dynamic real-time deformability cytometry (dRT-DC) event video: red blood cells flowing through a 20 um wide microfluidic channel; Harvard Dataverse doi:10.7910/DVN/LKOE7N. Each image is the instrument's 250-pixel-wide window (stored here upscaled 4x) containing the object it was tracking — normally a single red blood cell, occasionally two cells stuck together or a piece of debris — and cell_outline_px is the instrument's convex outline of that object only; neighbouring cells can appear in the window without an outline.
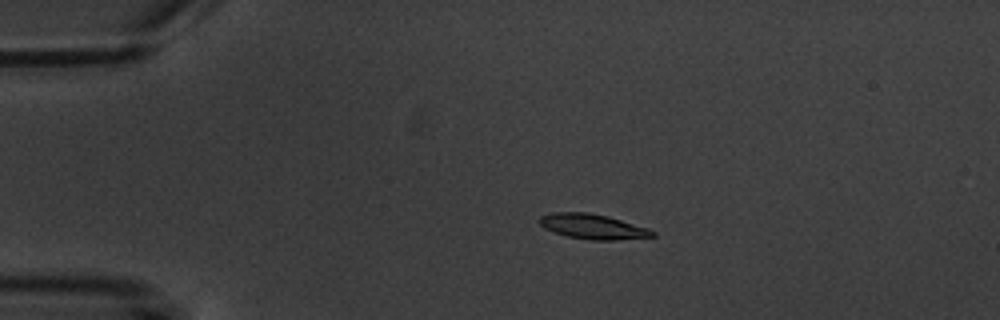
{"species": "common noctule bat (a hibernating species)", "species_latin": "Nyctalus noctula", "temperature_condition": "warm", "stored_images_in_passage": 15, "camera_frame_rate_fps": 3000, "um_per_image_px": 0.085, "animal": {"sex": "male", "body_mass_g": 20.1, "forearm_length_mm": 53.5}, "frame": {"image": 1, "passage_image": 3, "time_ms": 3.333, "image_size_px": [1000, 320], "cell_outline_px": [[656, 236], [616, 240], [592, 240], [568, 236], [544, 228], [536, 220], [540, 216], [552, 212], [588, 212], [608, 216], [648, 228], [656, 232]], "centroid_in_image_um": [50.38, 19.24], "position_along_channel_um": 34.6, "area_um2": 16.47}}
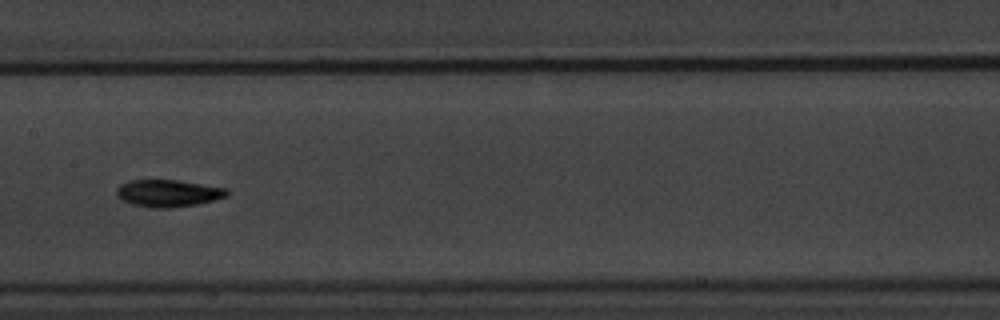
{"frame": {"image": 2, "passage_image": 8, "time_ms": 9.0, "image_size_px": [1000, 320], "cell_outline_px": [[228, 196], [216, 200], [196, 204], [168, 208], [152, 208], [132, 204], [116, 196], [116, 188], [120, 184], [132, 180], [180, 180], [228, 188]], "centroid_in_image_um": [14.32, 16.42], "position_along_channel_um": 193.1, "area_um2": 17.57}}
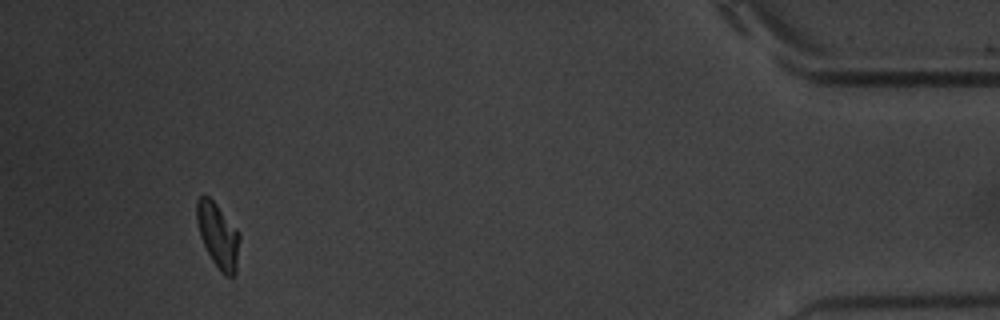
{"frame": {"image": 3, "passage_image": 14, "time_ms": 17.0, "image_size_px": [1000, 320], "cell_outline_px": [[240, 240], [236, 272], [232, 276], [224, 276], [220, 272], [212, 260], [200, 236], [196, 220], [196, 200], [200, 196], [208, 196], [216, 204], [240, 232]], "centroid_in_image_um": [18.54, 20.02], "position_along_channel_um": 416.7, "area_um2": 16.24}, "authors_computed_cell_mechanics": {"area_um2": 16.2418, "velocity_mm_per_s": 3.6067, "shape_relaxation_time_tau1_ms": 2.86, "shape_relaxation_time_tau2_ms": 3.6809, "deformation_change_tau1": 0.1117, "deformation_change_tau2": 0.0668}}